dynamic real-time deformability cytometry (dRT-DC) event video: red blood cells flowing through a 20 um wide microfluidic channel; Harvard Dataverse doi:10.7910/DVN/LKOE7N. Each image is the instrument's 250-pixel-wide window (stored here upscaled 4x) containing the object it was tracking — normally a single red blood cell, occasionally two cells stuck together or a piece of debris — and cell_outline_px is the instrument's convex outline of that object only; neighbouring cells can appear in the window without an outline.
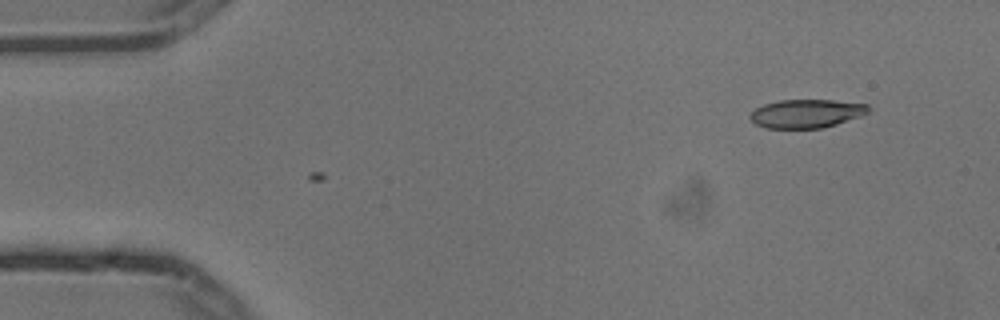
{"species": "common noctule bat (a hibernating species)", "species_latin": "Nyctalus noctula", "temperature_condition": "cold", "stored_images_in_passage": 3, "camera_frame_rate_fps": 3000, "um_per_image_px": 0.085, "animal": {"sex": "male", "body_mass_g": 13.3}, "frame": {"image": 1, "passage_image": 3, "time_ms": 0.667, "image_size_px": [1000, 320], "cell_outline_px": [[872, 108], [868, 112], [860, 116], [836, 124], [820, 128], [764, 128], [756, 124], [748, 116], [756, 108], [764, 104], [780, 100], [832, 100], [868, 104]], "centroid_in_image_um": [68.55, 9.65], "position_along_channel_um": 16.5, "area_um2": 19.59}}